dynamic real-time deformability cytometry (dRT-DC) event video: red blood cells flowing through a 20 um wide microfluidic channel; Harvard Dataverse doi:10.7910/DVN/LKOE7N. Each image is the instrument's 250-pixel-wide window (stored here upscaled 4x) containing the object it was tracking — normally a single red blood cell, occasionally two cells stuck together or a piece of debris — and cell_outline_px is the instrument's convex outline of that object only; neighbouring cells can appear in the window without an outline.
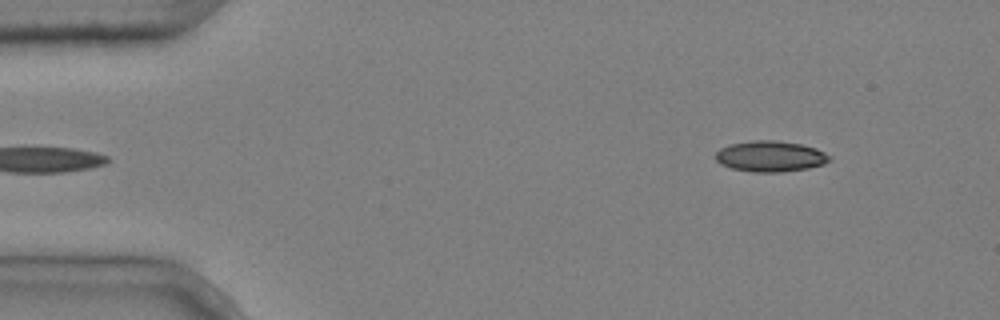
{"species": "common noctule bat (a hibernating species)", "species_latin": "Nyctalus noctula", "temperature_condition": "cold", "stored_images_in_passage": 6, "segment_of_instrument_passage": [2, 2], "camera_frame_rate_fps": 3000, "um_per_image_px": 0.085, "animal": {"sex": "male", "body_mass_g": 20.4}, "frame": {"image": 1, "passage_image": 6, "time_ms": 1.667, "image_size_px": [1000, 320], "cell_outline_px": [[832, 160], [824, 164], [808, 168], [780, 172], [752, 172], [732, 168], [720, 164], [716, 160], [716, 152], [720, 148], [728, 144], [752, 140], [776, 140], [800, 144], [816, 148], [832, 156]], "centroid_in_image_um": [65.49, 13.28], "position_along_channel_um": 19.5, "area_um2": 20.63}}